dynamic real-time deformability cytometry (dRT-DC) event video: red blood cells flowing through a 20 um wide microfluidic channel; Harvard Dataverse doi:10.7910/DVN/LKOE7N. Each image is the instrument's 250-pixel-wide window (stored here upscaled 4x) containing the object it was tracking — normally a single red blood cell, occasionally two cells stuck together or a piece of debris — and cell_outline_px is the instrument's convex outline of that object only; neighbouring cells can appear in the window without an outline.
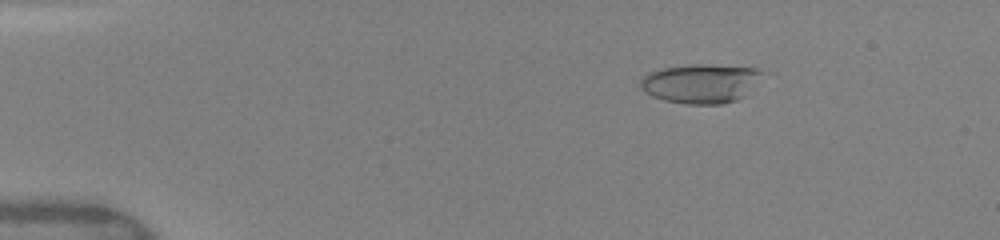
{"species": "human", "species_latin": "Homo sapiens", "temperature_condition": "warm", "stored_images_in_passage": 39, "camera_frame_rate_fps": 3000, "um_per_image_px": 0.085, "donor": {"sex": "female"}, "frame": {"image": 1, "passage_image": 5, "time_ms": 2.333, "image_size_px": [1000, 240], "cell_outline_px": [[760, 72], [740, 96], [736, 100], [720, 104], [684, 104], [664, 100], [652, 96], [644, 92], [640, 88], [640, 80], [648, 72], [660, 68], [688, 64], [712, 64], [756, 68]], "centroid_in_image_um": [59.37, 7.08], "position_along_channel_um": 25.6, "area_um2": 27.17}}
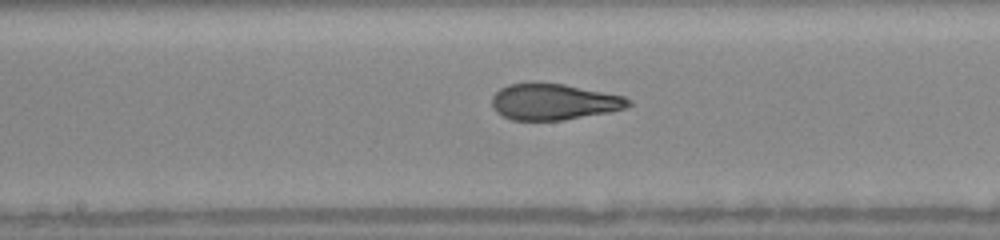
{"frame": {"image": 2, "passage_image": 20, "time_ms": 8.667, "image_size_px": [1000, 240], "cell_outline_px": [[632, 104], [628, 108], [608, 112], [564, 120], [512, 120], [496, 112], [492, 108], [492, 96], [500, 88], [508, 84], [524, 80], [536, 80], [564, 84], [624, 96], [632, 100]], "centroid_in_image_um": [47.04, 8.61], "position_along_channel_um": 201.2, "area_um2": 29.54}}
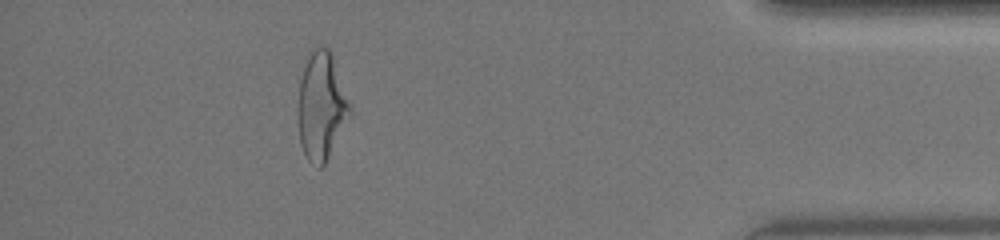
{"frame": {"image": 3, "passage_image": 35, "time_ms": 14.667, "image_size_px": [1000, 240], "cell_outline_px": [[352, 108], [324, 164], [320, 168], [312, 164], [308, 160], [300, 144], [300, 80], [308, 52], [312, 48], [328, 48], [332, 52]], "centroid_in_image_um": [27.33, 8.96], "position_along_channel_um": 407.9, "area_um2": 31.56}, "authors_computed_cell_mechanics": {"area_um2": 29.5358, "velocity_mm_per_s": 4.1292, "shape_relaxation_time_tau1_ms": 8.4097, "shape_relaxation_time_tau2_ms": 1.0089, "deformation_change_tau1": 0.2769, "deformation_change_tau2": 0.0893}}